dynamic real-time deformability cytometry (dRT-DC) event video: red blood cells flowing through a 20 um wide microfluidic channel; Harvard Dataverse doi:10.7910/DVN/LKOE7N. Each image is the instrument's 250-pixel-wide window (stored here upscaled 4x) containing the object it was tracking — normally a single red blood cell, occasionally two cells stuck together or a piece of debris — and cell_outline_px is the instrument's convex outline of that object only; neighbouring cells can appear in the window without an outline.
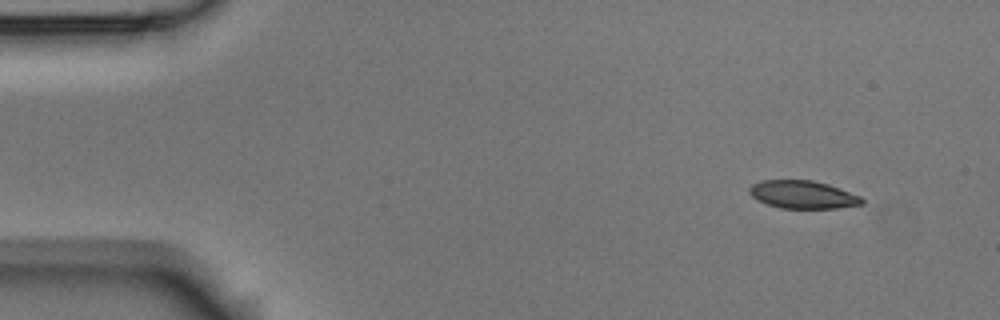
{"species": "Egyptian fruit bat (a non-hibernating species)", "species_latin": "Rousettus aegyptiacus", "temperature_condition": "room temperature", "stored_images_in_passage": 5, "segment_of_instrument_passage": [1, 2], "camera_frame_rate_fps": 3000, "um_per_image_px": 0.085, "animal": {"sex": "male"}, "frame": {"image": 1, "passage_image": 1, "time_ms": 0.0, "image_size_px": [1000, 320], "cell_outline_px": [[864, 204], [836, 208], [780, 208], [756, 200], [748, 192], [748, 188], [752, 184], [760, 180], [812, 180], [828, 184], [860, 196], [864, 200]], "centroid_in_image_um": [68.21, 16.54], "position_along_channel_um": 16.8, "area_um2": 18.32}}